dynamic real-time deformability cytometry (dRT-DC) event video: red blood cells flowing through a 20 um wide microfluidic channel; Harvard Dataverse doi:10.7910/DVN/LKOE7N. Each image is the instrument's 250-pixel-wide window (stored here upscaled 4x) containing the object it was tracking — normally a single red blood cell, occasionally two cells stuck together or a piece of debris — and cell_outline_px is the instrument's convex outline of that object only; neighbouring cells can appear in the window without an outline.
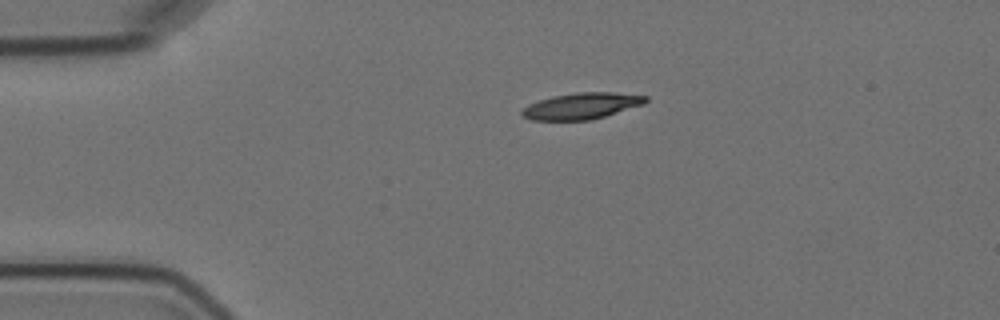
{"species": "Egyptian fruit bat (a non-hibernating species)", "species_latin": "Rousettus aegyptiacus", "temperature_condition": "cold", "stored_images_in_passage": 2, "camera_frame_rate_fps": 3000, "um_per_image_px": 0.085, "animal": {"sex": "female"}, "frame": {"image": 1, "passage_image": 1, "time_ms": 0.0, "image_size_px": [1000, 320], "cell_outline_px": [[648, 100], [644, 104], [604, 116], [588, 120], [532, 120], [520, 116], [520, 112], [528, 104], [552, 96], [576, 92], [612, 92], [648, 96]], "centroid_in_image_um": [49.41, 9.0], "position_along_channel_um": 35.6, "area_um2": 18.9}}